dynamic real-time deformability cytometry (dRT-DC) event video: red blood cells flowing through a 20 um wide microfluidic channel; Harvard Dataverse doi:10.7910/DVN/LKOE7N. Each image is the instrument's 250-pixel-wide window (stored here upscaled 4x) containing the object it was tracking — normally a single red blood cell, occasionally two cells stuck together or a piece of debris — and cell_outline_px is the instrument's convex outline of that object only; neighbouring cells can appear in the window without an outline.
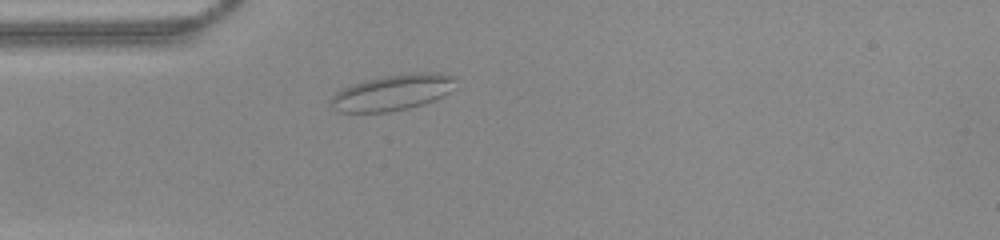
{"species": "common noctule bat (a hibernating species)", "species_latin": "Nyctalus noctula", "temperature_condition": "warm", "stored_images_in_passage": 39, "camera_frame_rate_fps": 3000, "um_per_image_px": 0.085, "animal": {"sex": "female", "body_mass_g": 22.0, "forearm_length_mm": 56.7}, "frame": {"image": 1, "passage_image": 1, "time_ms": 0.0, "image_size_px": [1000, 240], "cell_outline_px": [[456, 80], [448, 92], [424, 104], [408, 108], [388, 112], [340, 112], [332, 108], [332, 96], [340, 88], [352, 84], [384, 76], [408, 72], [440, 72], [456, 76]], "centroid_in_image_um": [33.36, 7.84], "position_along_channel_um": 51.6, "area_um2": 26.01}}
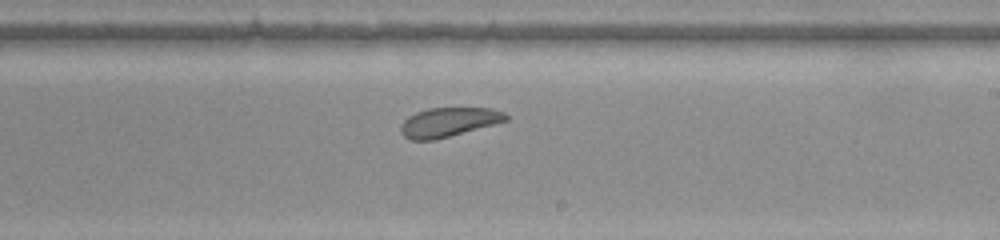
{"frame": {"image": 2, "passage_image": 17, "time_ms": 5.333, "image_size_px": [1000, 240], "cell_outline_px": [[508, 120], [436, 140], [408, 140], [400, 132], [400, 124], [408, 116], [416, 112], [428, 108], [492, 108], [504, 112], [508, 116]], "centroid_in_image_um": [38.09, 10.38], "position_along_channel_um": 250.9, "area_um2": 17.98}}
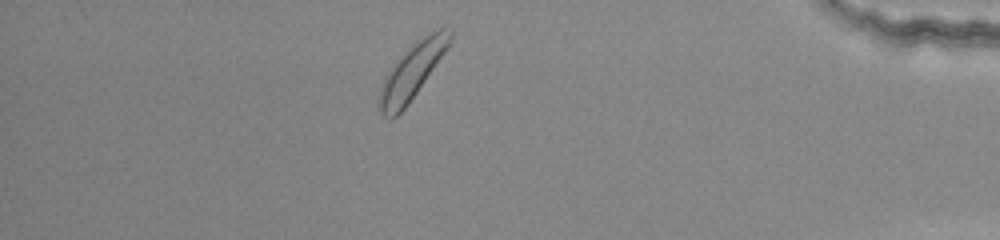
{"frame": {"image": 3, "passage_image": 32, "time_ms": 10.333, "image_size_px": [1000, 240], "cell_outline_px": [[452, 40], [448, 48], [416, 92], [404, 108], [396, 116], [384, 116], [380, 112], [380, 88], [388, 72], [396, 60], [412, 44], [424, 36], [440, 28], [452, 28]], "centroid_in_image_um": [35.06, 6.01], "position_along_channel_um": 400.1, "area_um2": 21.91}, "authors_computed_cell_mechanics": {"area_um2": 19.8254, "velocity_mm_per_s": 3.8856, "shape_relaxation_time_tau1_ms": 2.6042, "shape_relaxation_time_tau2_ms": null, "deformation_change_tau1": 0.051, "deformation_change_tau2": null}}